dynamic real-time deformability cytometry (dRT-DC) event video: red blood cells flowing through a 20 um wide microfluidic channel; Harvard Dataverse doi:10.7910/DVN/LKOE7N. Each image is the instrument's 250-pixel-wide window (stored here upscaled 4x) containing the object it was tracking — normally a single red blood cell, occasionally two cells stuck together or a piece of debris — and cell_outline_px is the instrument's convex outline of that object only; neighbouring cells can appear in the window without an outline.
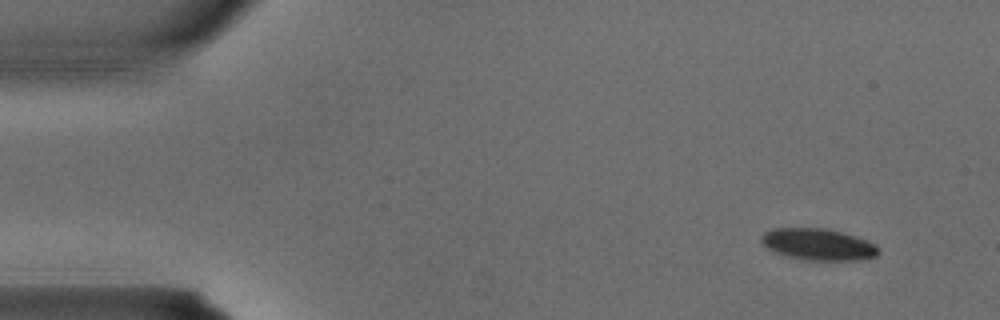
{"species": "common noctule bat (a hibernating species)", "species_latin": "Nyctalus noctula", "temperature_condition": "warm", "stored_images_in_passage": 3, "camera_frame_rate_fps": 3000, "um_per_image_px": 0.085, "animal": {"sex": "male", "body_mass_g": 15.6}, "frame": {"image": 1, "passage_image": 1, "time_ms": 0.0, "image_size_px": [1000, 320], "cell_outline_px": [[880, 252], [876, 256], [860, 260], [804, 260], [788, 256], [776, 252], [768, 248], [760, 240], [760, 236], [764, 232], [772, 228], [824, 228], [844, 232], [868, 240], [876, 244], [880, 248]], "centroid_in_image_um": [69.59, 20.76], "position_along_channel_um": 15.4, "area_um2": 21.79}}
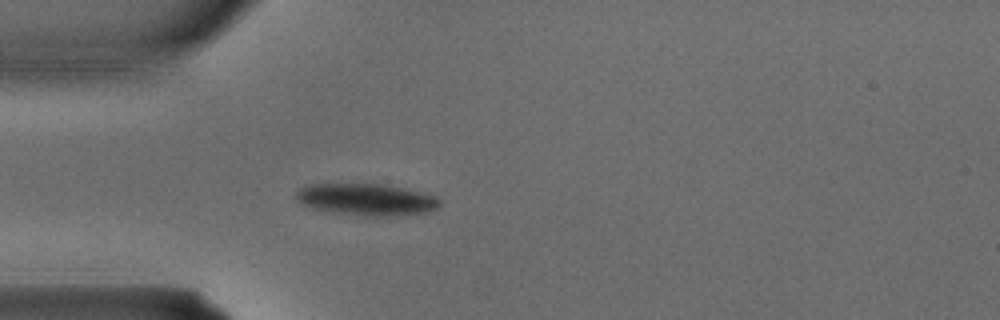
{"frame": {"image": 2, "passage_image": 3, "time_ms": 0.667, "image_size_px": [1000, 320], "cell_outline_px": [[440, 204], [436, 208], [428, 212], [380, 216], [364, 216], [316, 208], [304, 204], [296, 200], [296, 192], [300, 188], [308, 184], [384, 184], [404, 188], [436, 196], [440, 200]], "centroid_in_image_um": [31.16, 16.94], "position_along_channel_um": 53.8, "area_um2": 26.07}}